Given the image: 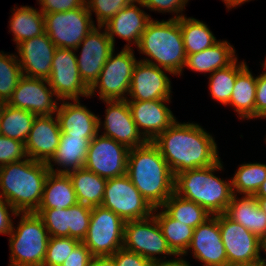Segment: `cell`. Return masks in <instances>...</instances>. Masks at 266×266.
I'll list each match as a JSON object with an SVG mask.
<instances>
[{
    "mask_svg": "<svg viewBox=\"0 0 266 266\" xmlns=\"http://www.w3.org/2000/svg\"><path fill=\"white\" fill-rule=\"evenodd\" d=\"M152 142L174 176L185 170L209 167L219 160L215 140L198 124L175 121Z\"/></svg>",
    "mask_w": 266,
    "mask_h": 266,
    "instance_id": "obj_1",
    "label": "cell"
},
{
    "mask_svg": "<svg viewBox=\"0 0 266 266\" xmlns=\"http://www.w3.org/2000/svg\"><path fill=\"white\" fill-rule=\"evenodd\" d=\"M126 175L156 210L174 193L175 176L152 141L130 149Z\"/></svg>",
    "mask_w": 266,
    "mask_h": 266,
    "instance_id": "obj_2",
    "label": "cell"
},
{
    "mask_svg": "<svg viewBox=\"0 0 266 266\" xmlns=\"http://www.w3.org/2000/svg\"><path fill=\"white\" fill-rule=\"evenodd\" d=\"M50 170L46 162L29 157L0 167V196L17 213L36 212Z\"/></svg>",
    "mask_w": 266,
    "mask_h": 266,
    "instance_id": "obj_3",
    "label": "cell"
},
{
    "mask_svg": "<svg viewBox=\"0 0 266 266\" xmlns=\"http://www.w3.org/2000/svg\"><path fill=\"white\" fill-rule=\"evenodd\" d=\"M220 159L205 168L185 170L175 175L174 193L195 202L210 215L225 213L233 197L231 181L225 182L213 173L222 169Z\"/></svg>",
    "mask_w": 266,
    "mask_h": 266,
    "instance_id": "obj_4",
    "label": "cell"
},
{
    "mask_svg": "<svg viewBox=\"0 0 266 266\" xmlns=\"http://www.w3.org/2000/svg\"><path fill=\"white\" fill-rule=\"evenodd\" d=\"M183 15L172 17L168 21L150 20L137 48L141 53L152 59L141 61L163 68L170 74L180 75L186 62V52L182 39L179 18Z\"/></svg>",
    "mask_w": 266,
    "mask_h": 266,
    "instance_id": "obj_5",
    "label": "cell"
},
{
    "mask_svg": "<svg viewBox=\"0 0 266 266\" xmlns=\"http://www.w3.org/2000/svg\"><path fill=\"white\" fill-rule=\"evenodd\" d=\"M21 220L10 233V266H43L50 238L42 218L35 212L19 213Z\"/></svg>",
    "mask_w": 266,
    "mask_h": 266,
    "instance_id": "obj_6",
    "label": "cell"
},
{
    "mask_svg": "<svg viewBox=\"0 0 266 266\" xmlns=\"http://www.w3.org/2000/svg\"><path fill=\"white\" fill-rule=\"evenodd\" d=\"M125 221L102 206L93 207L86 237L82 241L93 257L112 256L123 247Z\"/></svg>",
    "mask_w": 266,
    "mask_h": 266,
    "instance_id": "obj_7",
    "label": "cell"
},
{
    "mask_svg": "<svg viewBox=\"0 0 266 266\" xmlns=\"http://www.w3.org/2000/svg\"><path fill=\"white\" fill-rule=\"evenodd\" d=\"M101 206L113 211L125 222L149 218L156 211L126 174L107 179Z\"/></svg>",
    "mask_w": 266,
    "mask_h": 266,
    "instance_id": "obj_8",
    "label": "cell"
},
{
    "mask_svg": "<svg viewBox=\"0 0 266 266\" xmlns=\"http://www.w3.org/2000/svg\"><path fill=\"white\" fill-rule=\"evenodd\" d=\"M131 48H123L116 56L110 53L98 80L89 89V97L99 88L101 100H126L124 94L129 92L132 74L138 61Z\"/></svg>",
    "mask_w": 266,
    "mask_h": 266,
    "instance_id": "obj_9",
    "label": "cell"
},
{
    "mask_svg": "<svg viewBox=\"0 0 266 266\" xmlns=\"http://www.w3.org/2000/svg\"><path fill=\"white\" fill-rule=\"evenodd\" d=\"M45 32L56 47L75 49L96 27L87 6L65 12L43 14Z\"/></svg>",
    "mask_w": 266,
    "mask_h": 266,
    "instance_id": "obj_10",
    "label": "cell"
},
{
    "mask_svg": "<svg viewBox=\"0 0 266 266\" xmlns=\"http://www.w3.org/2000/svg\"><path fill=\"white\" fill-rule=\"evenodd\" d=\"M123 248L154 262L161 259L157 254L177 256L169 247L162 230L153 216L134 221H126L124 226Z\"/></svg>",
    "mask_w": 266,
    "mask_h": 266,
    "instance_id": "obj_11",
    "label": "cell"
},
{
    "mask_svg": "<svg viewBox=\"0 0 266 266\" xmlns=\"http://www.w3.org/2000/svg\"><path fill=\"white\" fill-rule=\"evenodd\" d=\"M218 224L225 247L228 265L249 264L262 261L264 242L224 213L218 215Z\"/></svg>",
    "mask_w": 266,
    "mask_h": 266,
    "instance_id": "obj_12",
    "label": "cell"
},
{
    "mask_svg": "<svg viewBox=\"0 0 266 266\" xmlns=\"http://www.w3.org/2000/svg\"><path fill=\"white\" fill-rule=\"evenodd\" d=\"M130 149L112 138L97 134L87 151L84 168L105 179L126 174Z\"/></svg>",
    "mask_w": 266,
    "mask_h": 266,
    "instance_id": "obj_13",
    "label": "cell"
},
{
    "mask_svg": "<svg viewBox=\"0 0 266 266\" xmlns=\"http://www.w3.org/2000/svg\"><path fill=\"white\" fill-rule=\"evenodd\" d=\"M76 54L73 49L57 47L48 79L57 99L79 100V95L88 97L89 88L80 77Z\"/></svg>",
    "mask_w": 266,
    "mask_h": 266,
    "instance_id": "obj_14",
    "label": "cell"
},
{
    "mask_svg": "<svg viewBox=\"0 0 266 266\" xmlns=\"http://www.w3.org/2000/svg\"><path fill=\"white\" fill-rule=\"evenodd\" d=\"M100 29L101 26L92 29L75 49L77 51L83 44L80 58L76 56V61L80 77L89 89L98 80L105 62L114 50L106 30L99 32Z\"/></svg>",
    "mask_w": 266,
    "mask_h": 266,
    "instance_id": "obj_15",
    "label": "cell"
},
{
    "mask_svg": "<svg viewBox=\"0 0 266 266\" xmlns=\"http://www.w3.org/2000/svg\"><path fill=\"white\" fill-rule=\"evenodd\" d=\"M55 95L48 80L23 76L17 83L7 104L27 110L36 116L53 115L58 110V103L52 99Z\"/></svg>",
    "mask_w": 266,
    "mask_h": 266,
    "instance_id": "obj_16",
    "label": "cell"
},
{
    "mask_svg": "<svg viewBox=\"0 0 266 266\" xmlns=\"http://www.w3.org/2000/svg\"><path fill=\"white\" fill-rule=\"evenodd\" d=\"M128 94L132 99L127 101L170 100V80L162 68L140 60L134 68Z\"/></svg>",
    "mask_w": 266,
    "mask_h": 266,
    "instance_id": "obj_17",
    "label": "cell"
},
{
    "mask_svg": "<svg viewBox=\"0 0 266 266\" xmlns=\"http://www.w3.org/2000/svg\"><path fill=\"white\" fill-rule=\"evenodd\" d=\"M107 105L103 136L132 149L144 145L147 140L135 124L127 100H105Z\"/></svg>",
    "mask_w": 266,
    "mask_h": 266,
    "instance_id": "obj_18",
    "label": "cell"
},
{
    "mask_svg": "<svg viewBox=\"0 0 266 266\" xmlns=\"http://www.w3.org/2000/svg\"><path fill=\"white\" fill-rule=\"evenodd\" d=\"M56 48L46 33L19 43L18 62L23 76L48 80Z\"/></svg>",
    "mask_w": 266,
    "mask_h": 266,
    "instance_id": "obj_19",
    "label": "cell"
},
{
    "mask_svg": "<svg viewBox=\"0 0 266 266\" xmlns=\"http://www.w3.org/2000/svg\"><path fill=\"white\" fill-rule=\"evenodd\" d=\"M204 266H228L225 247L218 224V215L212 216L194 229L188 249Z\"/></svg>",
    "mask_w": 266,
    "mask_h": 266,
    "instance_id": "obj_20",
    "label": "cell"
},
{
    "mask_svg": "<svg viewBox=\"0 0 266 266\" xmlns=\"http://www.w3.org/2000/svg\"><path fill=\"white\" fill-rule=\"evenodd\" d=\"M54 115L36 116L25 142L27 157L48 163L55 155L60 143L61 129L58 118Z\"/></svg>",
    "mask_w": 266,
    "mask_h": 266,
    "instance_id": "obj_21",
    "label": "cell"
},
{
    "mask_svg": "<svg viewBox=\"0 0 266 266\" xmlns=\"http://www.w3.org/2000/svg\"><path fill=\"white\" fill-rule=\"evenodd\" d=\"M170 100L127 101L132 118L147 141H153L175 121L172 111L164 104Z\"/></svg>",
    "mask_w": 266,
    "mask_h": 266,
    "instance_id": "obj_22",
    "label": "cell"
},
{
    "mask_svg": "<svg viewBox=\"0 0 266 266\" xmlns=\"http://www.w3.org/2000/svg\"><path fill=\"white\" fill-rule=\"evenodd\" d=\"M79 102V100H74L72 104L63 100L58 107L56 116L61 133L69 136H81L91 141L99 133L101 121Z\"/></svg>",
    "mask_w": 266,
    "mask_h": 266,
    "instance_id": "obj_23",
    "label": "cell"
},
{
    "mask_svg": "<svg viewBox=\"0 0 266 266\" xmlns=\"http://www.w3.org/2000/svg\"><path fill=\"white\" fill-rule=\"evenodd\" d=\"M133 1L130 5L121 9L115 16H113L105 27L107 35L109 36L113 46L115 43L114 35L121 37L128 41L125 48H130L129 43L138 46L142 33L145 31L148 22L151 20L149 15H146L143 10H140ZM129 45V46H128Z\"/></svg>",
    "mask_w": 266,
    "mask_h": 266,
    "instance_id": "obj_24",
    "label": "cell"
},
{
    "mask_svg": "<svg viewBox=\"0 0 266 266\" xmlns=\"http://www.w3.org/2000/svg\"><path fill=\"white\" fill-rule=\"evenodd\" d=\"M224 214L263 242L266 241V213L261 210L258 200L253 195H244L241 199L233 195Z\"/></svg>",
    "mask_w": 266,
    "mask_h": 266,
    "instance_id": "obj_25",
    "label": "cell"
},
{
    "mask_svg": "<svg viewBox=\"0 0 266 266\" xmlns=\"http://www.w3.org/2000/svg\"><path fill=\"white\" fill-rule=\"evenodd\" d=\"M90 140L81 136H69L61 133L60 143L55 155L47 163L52 173H68L69 171L84 168ZM58 164L63 169L54 170L51 162ZM65 168V169H64Z\"/></svg>",
    "mask_w": 266,
    "mask_h": 266,
    "instance_id": "obj_26",
    "label": "cell"
},
{
    "mask_svg": "<svg viewBox=\"0 0 266 266\" xmlns=\"http://www.w3.org/2000/svg\"><path fill=\"white\" fill-rule=\"evenodd\" d=\"M237 58L227 41H218L212 47L187 55L185 66L196 72H211L231 65Z\"/></svg>",
    "mask_w": 266,
    "mask_h": 266,
    "instance_id": "obj_27",
    "label": "cell"
},
{
    "mask_svg": "<svg viewBox=\"0 0 266 266\" xmlns=\"http://www.w3.org/2000/svg\"><path fill=\"white\" fill-rule=\"evenodd\" d=\"M77 198L69 176L52 173L47 176L42 201L38 209H66L76 205Z\"/></svg>",
    "mask_w": 266,
    "mask_h": 266,
    "instance_id": "obj_28",
    "label": "cell"
},
{
    "mask_svg": "<svg viewBox=\"0 0 266 266\" xmlns=\"http://www.w3.org/2000/svg\"><path fill=\"white\" fill-rule=\"evenodd\" d=\"M66 174L72 182L78 203L91 208L101 206L107 179L86 168L72 170Z\"/></svg>",
    "mask_w": 266,
    "mask_h": 266,
    "instance_id": "obj_29",
    "label": "cell"
},
{
    "mask_svg": "<svg viewBox=\"0 0 266 266\" xmlns=\"http://www.w3.org/2000/svg\"><path fill=\"white\" fill-rule=\"evenodd\" d=\"M36 115L7 103L0 104V129L2 136L25 144Z\"/></svg>",
    "mask_w": 266,
    "mask_h": 266,
    "instance_id": "obj_30",
    "label": "cell"
},
{
    "mask_svg": "<svg viewBox=\"0 0 266 266\" xmlns=\"http://www.w3.org/2000/svg\"><path fill=\"white\" fill-rule=\"evenodd\" d=\"M257 77L252 76L246 66L236 77L235 85L229 100L230 105L243 119L255 118V97Z\"/></svg>",
    "mask_w": 266,
    "mask_h": 266,
    "instance_id": "obj_31",
    "label": "cell"
},
{
    "mask_svg": "<svg viewBox=\"0 0 266 266\" xmlns=\"http://www.w3.org/2000/svg\"><path fill=\"white\" fill-rule=\"evenodd\" d=\"M13 12L10 20V31L14 34L16 45L46 33L44 15L41 11L39 12L29 6H21V8L14 9Z\"/></svg>",
    "mask_w": 266,
    "mask_h": 266,
    "instance_id": "obj_32",
    "label": "cell"
},
{
    "mask_svg": "<svg viewBox=\"0 0 266 266\" xmlns=\"http://www.w3.org/2000/svg\"><path fill=\"white\" fill-rule=\"evenodd\" d=\"M179 24L186 55L203 51L218 42L207 25L199 20L182 16Z\"/></svg>",
    "mask_w": 266,
    "mask_h": 266,
    "instance_id": "obj_33",
    "label": "cell"
},
{
    "mask_svg": "<svg viewBox=\"0 0 266 266\" xmlns=\"http://www.w3.org/2000/svg\"><path fill=\"white\" fill-rule=\"evenodd\" d=\"M162 230L170 249L177 255H186L194 228L171 218L165 211L153 215Z\"/></svg>",
    "mask_w": 266,
    "mask_h": 266,
    "instance_id": "obj_34",
    "label": "cell"
},
{
    "mask_svg": "<svg viewBox=\"0 0 266 266\" xmlns=\"http://www.w3.org/2000/svg\"><path fill=\"white\" fill-rule=\"evenodd\" d=\"M161 207L171 218L194 229L212 216L199 204L176 193H173Z\"/></svg>",
    "mask_w": 266,
    "mask_h": 266,
    "instance_id": "obj_35",
    "label": "cell"
},
{
    "mask_svg": "<svg viewBox=\"0 0 266 266\" xmlns=\"http://www.w3.org/2000/svg\"><path fill=\"white\" fill-rule=\"evenodd\" d=\"M245 62L237 64V59L229 66L211 73L209 89L214 99L227 105L232 95L237 75L246 67Z\"/></svg>",
    "mask_w": 266,
    "mask_h": 266,
    "instance_id": "obj_36",
    "label": "cell"
},
{
    "mask_svg": "<svg viewBox=\"0 0 266 266\" xmlns=\"http://www.w3.org/2000/svg\"><path fill=\"white\" fill-rule=\"evenodd\" d=\"M266 180V165L247 163L241 165L231 179L233 195H254L260 185Z\"/></svg>",
    "mask_w": 266,
    "mask_h": 266,
    "instance_id": "obj_37",
    "label": "cell"
},
{
    "mask_svg": "<svg viewBox=\"0 0 266 266\" xmlns=\"http://www.w3.org/2000/svg\"><path fill=\"white\" fill-rule=\"evenodd\" d=\"M18 56L0 52V104L7 103L23 77Z\"/></svg>",
    "mask_w": 266,
    "mask_h": 266,
    "instance_id": "obj_38",
    "label": "cell"
},
{
    "mask_svg": "<svg viewBox=\"0 0 266 266\" xmlns=\"http://www.w3.org/2000/svg\"><path fill=\"white\" fill-rule=\"evenodd\" d=\"M50 237H69V208L37 209Z\"/></svg>",
    "mask_w": 266,
    "mask_h": 266,
    "instance_id": "obj_39",
    "label": "cell"
},
{
    "mask_svg": "<svg viewBox=\"0 0 266 266\" xmlns=\"http://www.w3.org/2000/svg\"><path fill=\"white\" fill-rule=\"evenodd\" d=\"M79 243L70 237H50L43 266H61Z\"/></svg>",
    "mask_w": 266,
    "mask_h": 266,
    "instance_id": "obj_40",
    "label": "cell"
},
{
    "mask_svg": "<svg viewBox=\"0 0 266 266\" xmlns=\"http://www.w3.org/2000/svg\"><path fill=\"white\" fill-rule=\"evenodd\" d=\"M92 208L77 203L69 207V237L82 242L87 235Z\"/></svg>",
    "mask_w": 266,
    "mask_h": 266,
    "instance_id": "obj_41",
    "label": "cell"
},
{
    "mask_svg": "<svg viewBox=\"0 0 266 266\" xmlns=\"http://www.w3.org/2000/svg\"><path fill=\"white\" fill-rule=\"evenodd\" d=\"M133 1L135 0H86L85 4L91 15V12H95L97 26L102 27L121 9L130 5Z\"/></svg>",
    "mask_w": 266,
    "mask_h": 266,
    "instance_id": "obj_42",
    "label": "cell"
},
{
    "mask_svg": "<svg viewBox=\"0 0 266 266\" xmlns=\"http://www.w3.org/2000/svg\"><path fill=\"white\" fill-rule=\"evenodd\" d=\"M27 158L25 144L9 137H0V167Z\"/></svg>",
    "mask_w": 266,
    "mask_h": 266,
    "instance_id": "obj_43",
    "label": "cell"
},
{
    "mask_svg": "<svg viewBox=\"0 0 266 266\" xmlns=\"http://www.w3.org/2000/svg\"><path fill=\"white\" fill-rule=\"evenodd\" d=\"M86 0H39L43 14L65 12L84 7Z\"/></svg>",
    "mask_w": 266,
    "mask_h": 266,
    "instance_id": "obj_44",
    "label": "cell"
},
{
    "mask_svg": "<svg viewBox=\"0 0 266 266\" xmlns=\"http://www.w3.org/2000/svg\"><path fill=\"white\" fill-rule=\"evenodd\" d=\"M116 266H152L153 262L135 252L118 249L112 256Z\"/></svg>",
    "mask_w": 266,
    "mask_h": 266,
    "instance_id": "obj_45",
    "label": "cell"
},
{
    "mask_svg": "<svg viewBox=\"0 0 266 266\" xmlns=\"http://www.w3.org/2000/svg\"><path fill=\"white\" fill-rule=\"evenodd\" d=\"M136 3L141 7H147V9L160 11V12H176L183 11L186 2L185 0H136Z\"/></svg>",
    "mask_w": 266,
    "mask_h": 266,
    "instance_id": "obj_46",
    "label": "cell"
},
{
    "mask_svg": "<svg viewBox=\"0 0 266 266\" xmlns=\"http://www.w3.org/2000/svg\"><path fill=\"white\" fill-rule=\"evenodd\" d=\"M93 256L83 242L69 254L61 266H90Z\"/></svg>",
    "mask_w": 266,
    "mask_h": 266,
    "instance_id": "obj_47",
    "label": "cell"
},
{
    "mask_svg": "<svg viewBox=\"0 0 266 266\" xmlns=\"http://www.w3.org/2000/svg\"><path fill=\"white\" fill-rule=\"evenodd\" d=\"M266 118V73L260 74L256 82L255 118Z\"/></svg>",
    "mask_w": 266,
    "mask_h": 266,
    "instance_id": "obj_48",
    "label": "cell"
},
{
    "mask_svg": "<svg viewBox=\"0 0 266 266\" xmlns=\"http://www.w3.org/2000/svg\"><path fill=\"white\" fill-rule=\"evenodd\" d=\"M9 208L10 212L12 211L15 216H19V213H17L15 209L0 196V234L9 235L12 231L13 223L10 219V214L8 213Z\"/></svg>",
    "mask_w": 266,
    "mask_h": 266,
    "instance_id": "obj_49",
    "label": "cell"
},
{
    "mask_svg": "<svg viewBox=\"0 0 266 266\" xmlns=\"http://www.w3.org/2000/svg\"><path fill=\"white\" fill-rule=\"evenodd\" d=\"M90 266H116L111 256L93 257Z\"/></svg>",
    "mask_w": 266,
    "mask_h": 266,
    "instance_id": "obj_50",
    "label": "cell"
},
{
    "mask_svg": "<svg viewBox=\"0 0 266 266\" xmlns=\"http://www.w3.org/2000/svg\"><path fill=\"white\" fill-rule=\"evenodd\" d=\"M152 266H190V265L182 258H177V260L174 258V260L154 262Z\"/></svg>",
    "mask_w": 266,
    "mask_h": 266,
    "instance_id": "obj_51",
    "label": "cell"
},
{
    "mask_svg": "<svg viewBox=\"0 0 266 266\" xmlns=\"http://www.w3.org/2000/svg\"><path fill=\"white\" fill-rule=\"evenodd\" d=\"M255 198L266 197V180L260 185L258 191L253 195Z\"/></svg>",
    "mask_w": 266,
    "mask_h": 266,
    "instance_id": "obj_52",
    "label": "cell"
},
{
    "mask_svg": "<svg viewBox=\"0 0 266 266\" xmlns=\"http://www.w3.org/2000/svg\"><path fill=\"white\" fill-rule=\"evenodd\" d=\"M226 4L227 8L230 9L231 7H236L237 5H241L244 2L249 0H223Z\"/></svg>",
    "mask_w": 266,
    "mask_h": 266,
    "instance_id": "obj_53",
    "label": "cell"
},
{
    "mask_svg": "<svg viewBox=\"0 0 266 266\" xmlns=\"http://www.w3.org/2000/svg\"><path fill=\"white\" fill-rule=\"evenodd\" d=\"M228 266H266V259H264L262 261H258L256 263L236 264V265H228Z\"/></svg>",
    "mask_w": 266,
    "mask_h": 266,
    "instance_id": "obj_54",
    "label": "cell"
},
{
    "mask_svg": "<svg viewBox=\"0 0 266 266\" xmlns=\"http://www.w3.org/2000/svg\"><path fill=\"white\" fill-rule=\"evenodd\" d=\"M258 200V204L263 212L266 213V197L265 198H256Z\"/></svg>",
    "mask_w": 266,
    "mask_h": 266,
    "instance_id": "obj_55",
    "label": "cell"
},
{
    "mask_svg": "<svg viewBox=\"0 0 266 266\" xmlns=\"http://www.w3.org/2000/svg\"><path fill=\"white\" fill-rule=\"evenodd\" d=\"M264 68L266 69V59H265V62L263 64ZM266 71V70H265ZM266 73V72H265Z\"/></svg>",
    "mask_w": 266,
    "mask_h": 266,
    "instance_id": "obj_56",
    "label": "cell"
},
{
    "mask_svg": "<svg viewBox=\"0 0 266 266\" xmlns=\"http://www.w3.org/2000/svg\"><path fill=\"white\" fill-rule=\"evenodd\" d=\"M264 251L266 252V241L264 242Z\"/></svg>",
    "mask_w": 266,
    "mask_h": 266,
    "instance_id": "obj_57",
    "label": "cell"
}]
</instances>
